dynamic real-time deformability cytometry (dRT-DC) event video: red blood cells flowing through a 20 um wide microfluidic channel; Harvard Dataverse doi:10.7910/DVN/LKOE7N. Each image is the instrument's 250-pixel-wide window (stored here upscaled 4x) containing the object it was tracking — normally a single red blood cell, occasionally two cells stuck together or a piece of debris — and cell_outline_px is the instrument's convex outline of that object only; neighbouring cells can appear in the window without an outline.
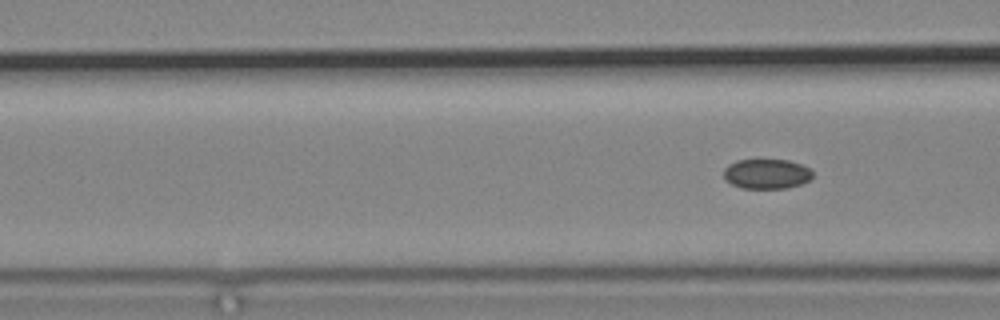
{"species": "common noctule bat (a hibernating species)", "species_latin": "Nyctalus noctula", "temperature_condition": "cold", "stored_images_in_passage": 4, "camera_frame_rate_fps": 3000, "um_per_image_px": 0.085, "animal": {"sex": "male", "body_mass_g": 19.2, "forearm_length_mm": 51.8}, "frame": {"image": 1, "passage_image": 4, "time_ms": 5.0, "image_size_px": [1000, 320], "cell_outline_px": [[812, 176], [808, 180], [800, 184], [784, 188], [740, 188], [724, 180], [724, 168], [728, 164], [736, 160], [788, 160], [800, 164], [808, 168], [812, 172]], "centroid_in_image_um": [65.11, 14.78], "position_along_channel_um": 101.5, "area_um2": 15.37}}